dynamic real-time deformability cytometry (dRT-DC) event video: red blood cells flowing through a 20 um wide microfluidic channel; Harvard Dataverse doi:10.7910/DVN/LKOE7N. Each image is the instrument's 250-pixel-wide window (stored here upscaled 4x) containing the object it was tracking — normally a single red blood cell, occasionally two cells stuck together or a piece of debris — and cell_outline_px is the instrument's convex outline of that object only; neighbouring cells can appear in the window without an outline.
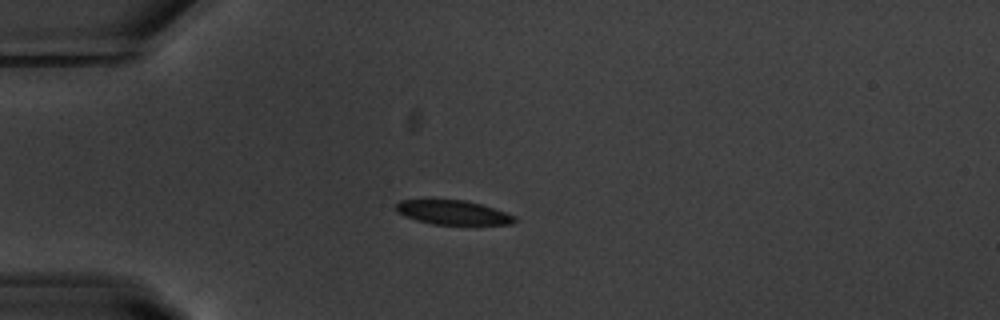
{"species": "common noctule bat (a hibernating species)", "species_latin": "Nyctalus noctula", "temperature_condition": "warm", "stored_images_in_passage": 41, "camera_frame_rate_fps": 3000, "um_per_image_px": 0.085, "animal": {"sex": "male", "body_mass_g": 20.1, "forearm_length_mm": 53.5}, "frame": {"image": 1, "passage_image": 1, "time_ms": 0.0, "image_size_px": [1000, 320], "cell_outline_px": [[516, 220], [512, 224], [432, 224], [416, 220], [404, 216], [396, 212], [396, 204], [400, 200], [464, 200], [480, 204], [516, 216]], "centroid_in_image_um": [38.46, 18.06], "position_along_channel_um": 46.5, "area_um2": 16.53}}
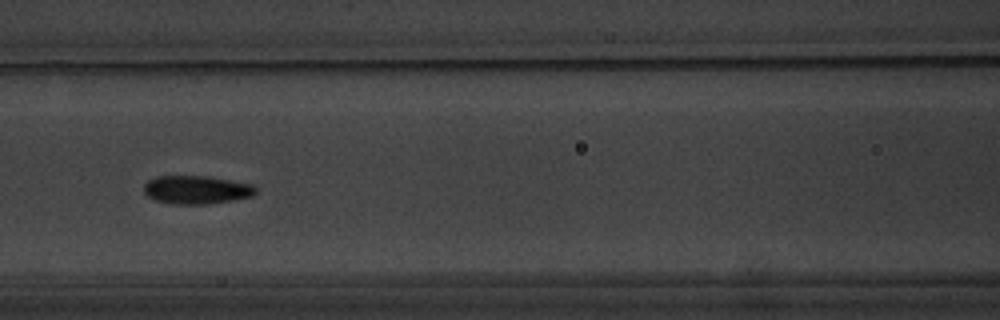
{"frame": {"image": 2, "passage_image": 11, "time_ms": 3.333, "image_size_px": [1000, 320], "cell_outline_px": [[256, 192], [252, 196], [232, 200], [208, 204], [172, 204], [156, 200], [148, 196], [144, 192], [144, 184], [148, 180], [156, 176], [208, 176], [252, 184], [256, 188]], "centroid_in_image_um": [16.69, 16.13], "position_along_channel_um": 149.9, "area_um2": 18.44}}
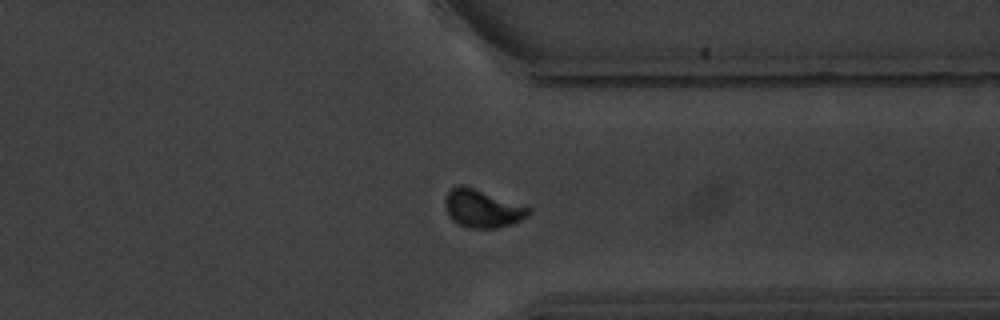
{"frame": {"image": 3, "passage_image": 29, "time_ms": 9.333, "image_size_px": [1000, 320], "cell_outline_px": [[532, 212], [528, 216], [512, 224], [496, 228], [468, 228], [456, 224], [448, 216], [444, 204], [444, 200], [448, 192], [456, 184], [464, 184], [532, 208]], "centroid_in_image_um": [40.98, 17.72], "position_along_channel_um": 370.4, "area_um2": 18.79}, "authors_computed_cell_mechanics": {"area_um2": 18.1492, "velocity_mm_per_s": 3.6931, "shape_relaxation_time_tau1_ms": 3.6089, "shape_relaxation_time_tau2_ms": 1.9993, "deformation_change_tau1": 0.1188, "deformation_change_tau2": 0.0624}}